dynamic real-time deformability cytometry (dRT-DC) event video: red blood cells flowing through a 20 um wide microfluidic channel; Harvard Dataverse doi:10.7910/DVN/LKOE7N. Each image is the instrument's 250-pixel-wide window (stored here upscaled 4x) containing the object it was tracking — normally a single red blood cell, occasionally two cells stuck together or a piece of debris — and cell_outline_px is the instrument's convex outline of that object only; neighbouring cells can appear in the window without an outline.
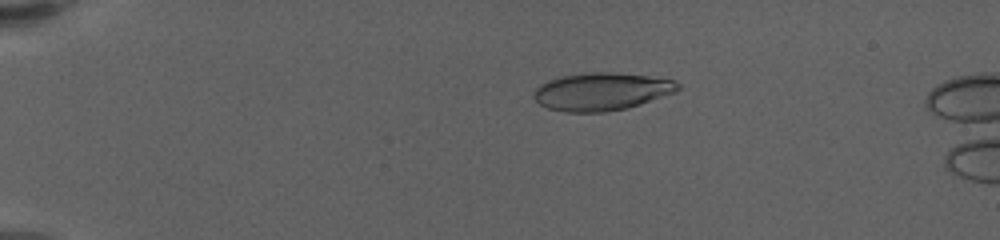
{"species": "human", "species_latin": "Homo sapiens", "temperature_condition": "warm", "stored_images_in_passage": 52, "camera_frame_rate_fps": 3000, "um_per_image_px": 0.085, "donor": {"sex": "female"}, "frame": {"image": 1, "passage_image": 5, "time_ms": 1.333, "image_size_px": [1000, 240], "cell_outline_px": [[680, 88], [676, 92], [628, 108], [604, 112], [564, 112], [548, 108], [540, 104], [532, 96], [532, 92], [540, 84], [548, 80], [560, 76], [592, 72], [612, 72], [648, 76], [676, 80], [680, 84]], "centroid_in_image_um": [51.13, 7.78], "position_along_channel_um": 33.9, "area_um2": 31.85}}
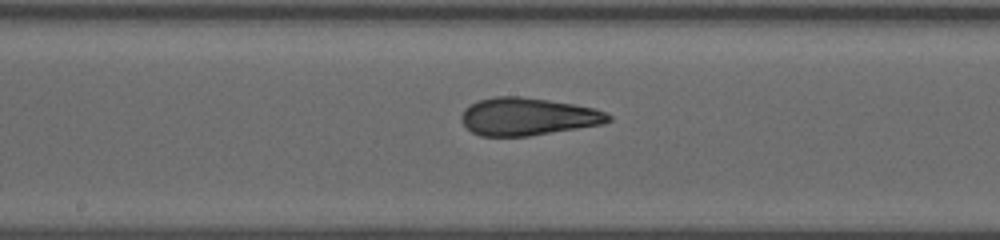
{"frame": {"image": 2, "passage_image": 26, "time_ms": 8.333, "image_size_px": [1000, 240], "cell_outline_px": [[612, 120], [600, 124], [528, 136], [480, 136], [472, 132], [460, 120], [460, 116], [464, 108], [480, 100], [496, 96], [520, 96], [548, 100], [596, 108], [612, 116]], "centroid_in_image_um": [44.83, 9.9], "position_along_channel_um": 203.4, "area_um2": 31.96}}
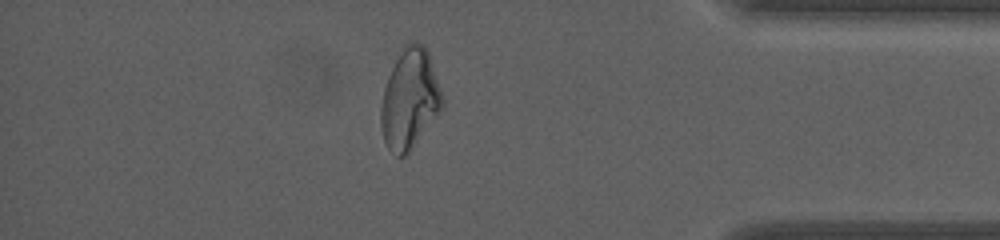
{"frame": {"image": 3, "passage_image": 45, "time_ms": 14.667, "image_size_px": [1000, 240], "cell_outline_px": [[444, 104], [408, 156], [396, 156], [388, 148], [384, 140], [380, 124], [380, 108], [384, 88], [388, 76], [396, 60], [404, 48], [408, 44], [424, 44], [428, 52], [444, 100]], "centroid_in_image_um": [34.81, 8.5], "position_along_channel_um": 400.4, "area_um2": 35.26}, "authors_computed_cell_mechanics": {"area_um2": 31.9345, "velocity_mm_per_s": 3.5018, "shape_relaxation_time_tau1_ms": 9.5873, "shape_relaxation_time_tau2_ms": 1.3844, "deformation_change_tau1": 0.2773, "deformation_change_tau2": 0.0999}}